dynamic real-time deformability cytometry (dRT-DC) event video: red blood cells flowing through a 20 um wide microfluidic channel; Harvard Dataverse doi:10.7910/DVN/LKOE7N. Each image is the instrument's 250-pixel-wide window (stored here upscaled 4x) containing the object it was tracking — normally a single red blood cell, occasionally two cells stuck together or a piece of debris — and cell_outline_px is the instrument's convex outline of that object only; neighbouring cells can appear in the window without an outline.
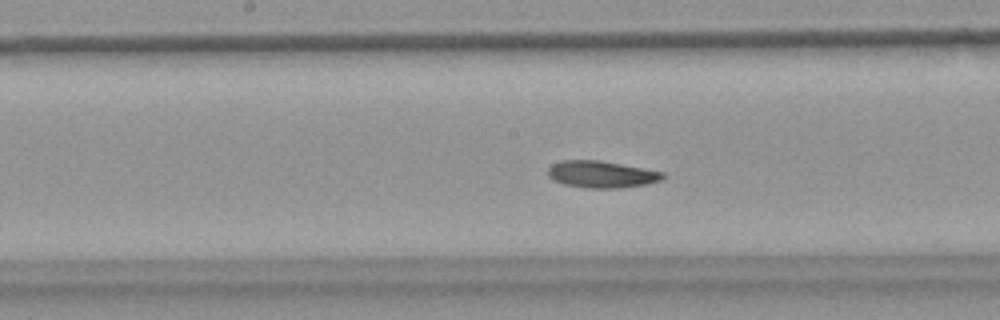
{"species": "common noctule bat (a hibernating species)", "species_latin": "Nyctalus noctula", "temperature_condition": "warm", "stored_images_in_passage": 54, "camera_frame_rate_fps": 3000, "um_per_image_px": 0.085, "animal": {"sex": "female", "body_mass_g": 18.4}, "frame": {"image": 1, "passage_image": 28, "time_ms": 9.0, "image_size_px": [1000, 320], "cell_outline_px": [[664, 176], [660, 180], [644, 184], [620, 188], [588, 188], [564, 184], [552, 180], [548, 176], [548, 168], [552, 164], [560, 160], [600, 160], [664, 172]], "centroid_in_image_um": [51.07, 14.81], "position_along_channel_um": 197.1, "area_um2": 17.92}}
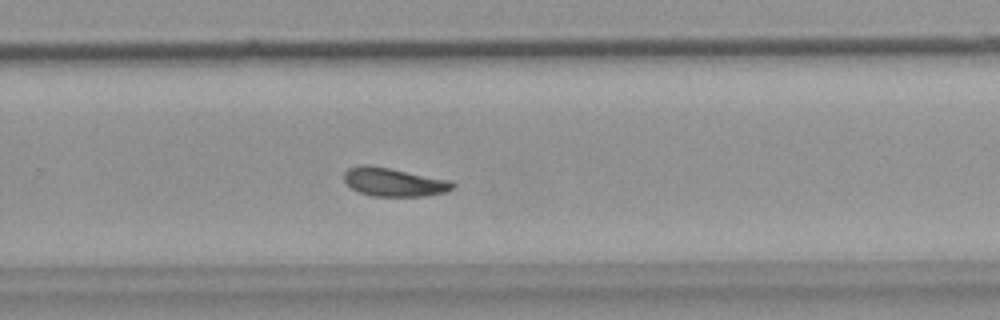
{"frame": {"image": 2, "passage_image": 36, "time_ms": 11.667, "image_size_px": [1000, 320], "cell_outline_px": [[456, 184], [452, 188], [444, 192], [424, 196], [372, 196], [360, 192], [352, 188], [344, 180], [344, 172], [348, 168], [360, 164], [364, 164], [388, 168], [452, 180]], "centroid_in_image_um": [33.47, 15.47], "position_along_channel_um": 296.3, "area_um2": 17.92}}
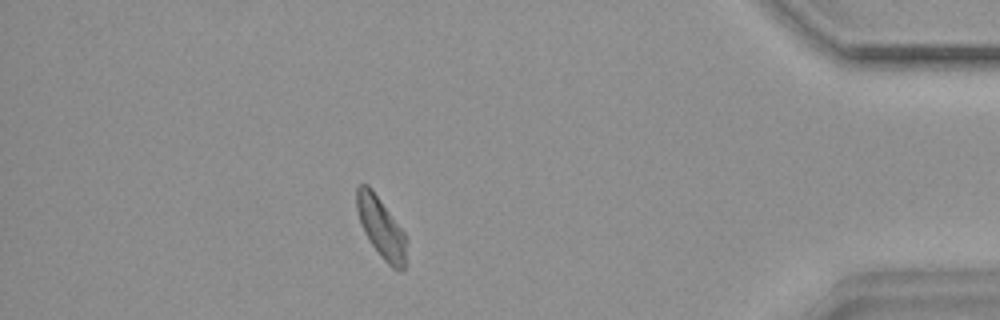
{"frame": {"image": 3, "passage_image": 48, "time_ms": 15.667, "image_size_px": [1000, 320], "cell_outline_px": [[408, 240], [404, 268], [400, 272], [392, 268], [380, 256], [364, 232], [356, 208], [356, 188], [360, 184], [368, 184], [372, 188], [404, 232]], "centroid_in_image_um": [32.41, 19.35], "position_along_channel_um": 402.8, "area_um2": 17.63}, "authors_computed_cell_mechanics": {"area_um2": 18.0914, "velocity_mm_per_s": 3.7385, "shape_relaxation_time_tau1_ms": 6.5436, "shape_relaxation_time_tau2_ms": null, "deformation_change_tau1": 0.1558, "deformation_change_tau2": null}}